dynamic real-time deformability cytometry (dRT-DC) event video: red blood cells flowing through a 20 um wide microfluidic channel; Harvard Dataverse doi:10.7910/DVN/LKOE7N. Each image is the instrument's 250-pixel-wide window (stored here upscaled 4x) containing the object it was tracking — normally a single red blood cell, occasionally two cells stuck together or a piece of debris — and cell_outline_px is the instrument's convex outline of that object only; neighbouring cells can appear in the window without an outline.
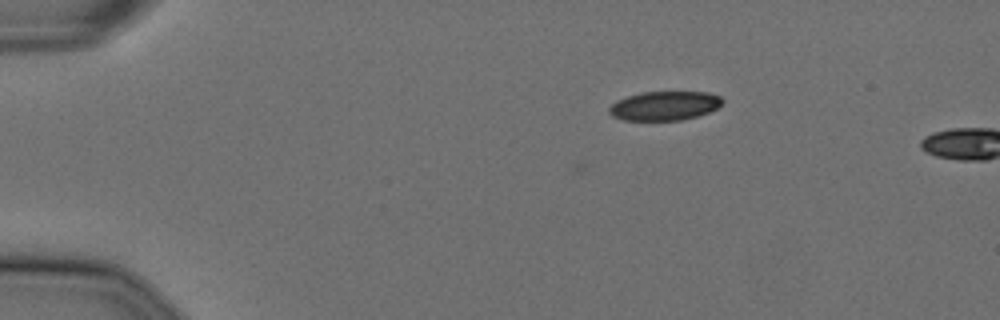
{"species": "Egyptian fruit bat (a non-hibernating species)", "species_latin": "Rousettus aegyptiacus", "temperature_condition": "cold", "stored_images_in_passage": 3, "camera_frame_rate_fps": 3000, "um_per_image_px": 0.085, "animal": {"sex": "female"}, "frame": {"image": 1, "passage_image": 3, "time_ms": 0.667, "image_size_px": [1000, 320], "cell_outline_px": [[724, 100], [716, 108], [708, 112], [696, 116], [680, 120], [624, 120], [612, 116], [608, 112], [608, 108], [616, 100], [628, 96], [644, 92], [708, 92], [720, 96]], "centroid_in_image_um": [56.46, 8.99], "position_along_channel_um": 28.5, "area_um2": 19.07}}